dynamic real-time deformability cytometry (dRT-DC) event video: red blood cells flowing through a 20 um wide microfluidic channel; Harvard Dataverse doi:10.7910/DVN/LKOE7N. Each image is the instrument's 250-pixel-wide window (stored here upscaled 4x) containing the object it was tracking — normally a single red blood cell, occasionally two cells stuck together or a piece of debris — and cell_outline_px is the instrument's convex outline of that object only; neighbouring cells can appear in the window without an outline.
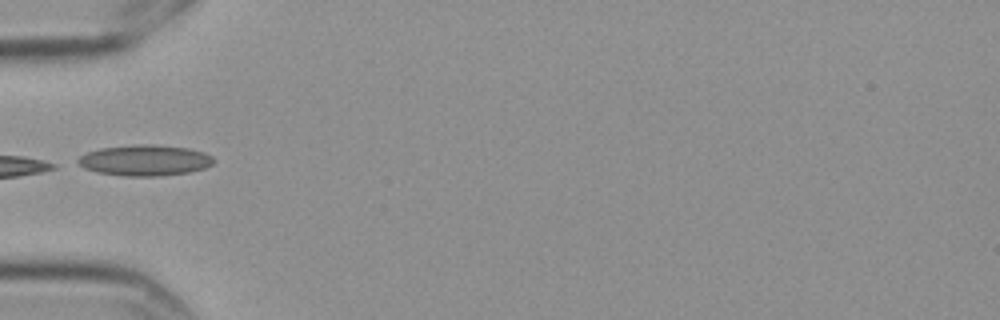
{"species": "Egyptian fruit bat (a non-hibernating species)", "species_latin": "Rousettus aegyptiacus", "temperature_condition": "cold", "stored_images_in_passage": 5, "camera_frame_rate_fps": 3000, "um_per_image_px": 0.085, "frame": {"image": 1, "passage_image": 4, "time_ms": 1.0, "image_size_px": [1000, 320], "cell_outline_px": [[216, 160], [212, 164], [204, 168], [188, 172], [160, 176], [124, 176], [96, 172], [84, 168], [76, 160], [80, 156], [88, 152], [100, 148], [136, 144], [152, 144], [188, 148], [204, 152], [212, 156]], "centroid_in_image_um": [12.32, 13.62], "position_along_channel_um": 72.7, "area_um2": 24.45}}
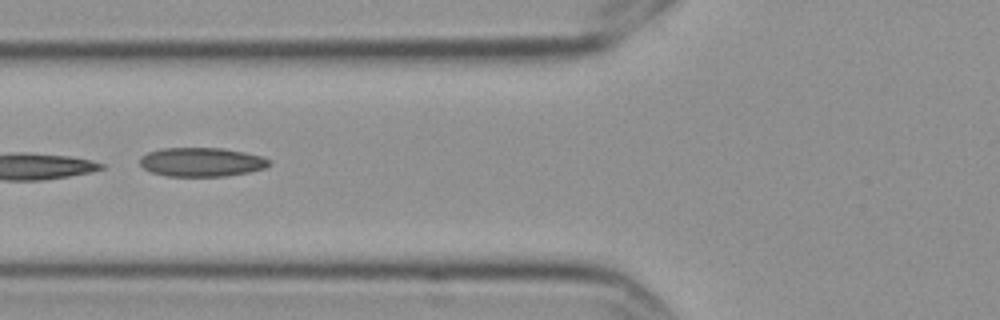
{"frame": {"image": 2, "passage_image": 5, "time_ms": 1.333, "image_size_px": [1000, 320], "cell_outline_px": [[272, 164], [264, 168], [248, 172], [224, 176], [164, 176], [152, 172], [144, 168], [140, 164], [140, 156], [148, 152], [160, 148], [224, 148], [264, 156], [272, 160]], "centroid_in_image_um": [17.15, 13.76], "position_along_channel_um": 108.6, "area_um2": 22.02}}